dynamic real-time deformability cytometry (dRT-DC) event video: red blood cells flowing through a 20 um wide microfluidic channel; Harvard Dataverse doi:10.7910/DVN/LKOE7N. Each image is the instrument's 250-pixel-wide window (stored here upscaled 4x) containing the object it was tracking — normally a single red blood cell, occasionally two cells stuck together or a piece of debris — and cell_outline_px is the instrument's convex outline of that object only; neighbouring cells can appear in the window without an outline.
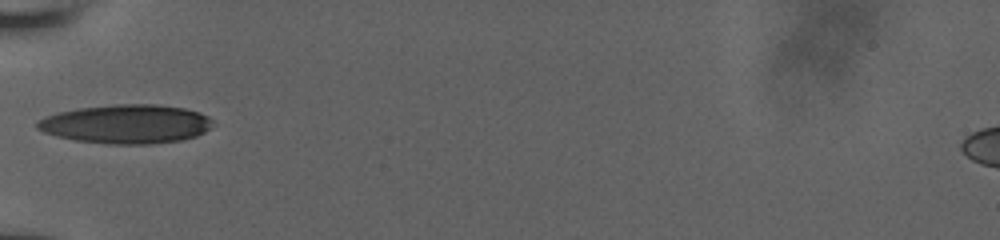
{"species": "human", "species_latin": "Homo sapiens", "temperature_condition": "room temperature", "stored_images_in_passage": 34, "camera_frame_rate_fps": 3000, "um_per_image_px": 0.085, "donor": {"sex": "male"}, "frame": {"image": 1, "passage_image": 1, "time_ms": 0.0, "image_size_px": [1000, 240], "cell_outline_px": [[212, 128], [196, 136], [184, 140], [152, 144], [108, 144], [76, 140], [56, 136], [44, 132], [36, 128], [36, 120], [44, 116], [56, 112], [80, 108], [116, 104], [156, 104], [184, 108], [200, 112], [208, 116], [212, 120]], "centroid_in_image_um": [10.73, 10.54], "position_along_channel_um": 74.3, "area_um2": 40.17}}
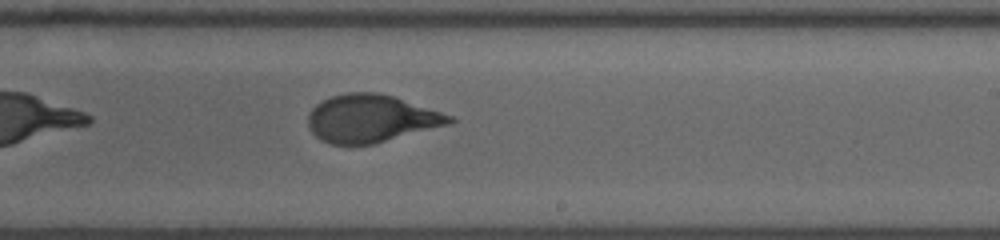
{"frame": {"image": 2, "passage_image": 15, "time_ms": 4.667, "image_size_px": [1000, 240], "cell_outline_px": [[456, 120], [452, 124], [372, 144], [332, 144], [320, 140], [308, 128], [308, 112], [316, 104], [332, 96], [348, 92], [376, 92], [392, 96], [452, 116]], "centroid_in_image_um": [31.52, 10.08], "position_along_channel_um": 257.5, "area_um2": 39.02}}
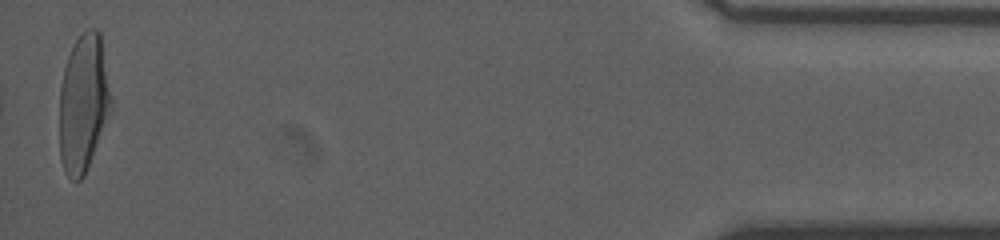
{"frame": {"image": 3, "passage_image": 34, "time_ms": 11.0, "image_size_px": [1000, 240], "cell_outline_px": [[112, 112], [88, 168], [84, 176], [80, 180], [72, 180], [64, 172], [60, 156], [60, 88], [64, 68], [68, 56], [76, 40], [88, 28], [96, 28], [100, 32], [112, 100]], "centroid_in_image_um": [7.11, 8.81], "position_along_channel_um": 428.1, "area_um2": 41.73}, "authors_computed_cell_mechanics": {"area_um2": 39.3907, "velocity_mm_per_s": 3.9538, "shape_relaxation_time_tau1_ms": 4.0205, "shape_relaxation_time_tau2_ms": null, "deformation_change_tau1": 0.1927, "deformation_change_tau2": null}}